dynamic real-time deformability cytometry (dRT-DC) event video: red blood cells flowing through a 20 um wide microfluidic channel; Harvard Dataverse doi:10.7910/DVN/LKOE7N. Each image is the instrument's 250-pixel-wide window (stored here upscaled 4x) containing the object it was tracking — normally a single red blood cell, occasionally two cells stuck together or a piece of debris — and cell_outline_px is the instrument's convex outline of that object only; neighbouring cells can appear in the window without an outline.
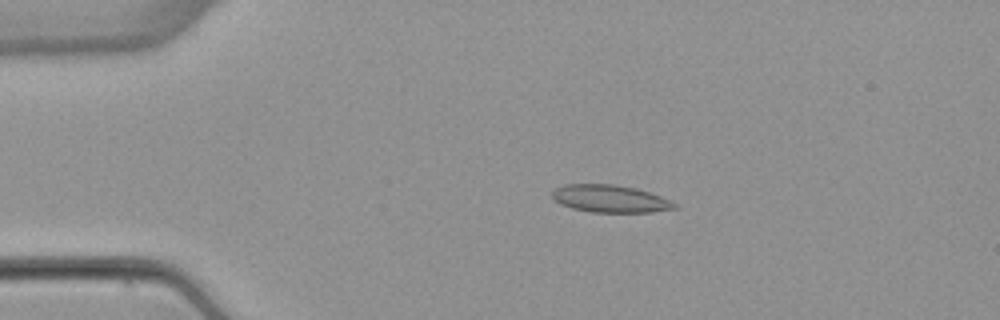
{"species": "common noctule bat (a hibernating species)", "species_latin": "Nyctalus noctula", "temperature_condition": "warm", "stored_images_in_passage": 43, "camera_frame_rate_fps": 3000, "um_per_image_px": 0.085, "animal": {"sex": "female", "body_mass_g": 22.7, "forearm_length_mm": 54.2}, "frame": {"image": 1, "passage_image": 1, "time_ms": 0.0, "image_size_px": [1000, 320], "cell_outline_px": [[680, 208], [652, 212], [592, 212], [572, 208], [560, 204], [552, 200], [552, 192], [556, 188], [564, 184], [616, 184], [636, 188], [660, 196], [676, 204]], "centroid_in_image_um": [51.84, 16.89], "position_along_channel_um": 33.2, "area_um2": 19.65}}
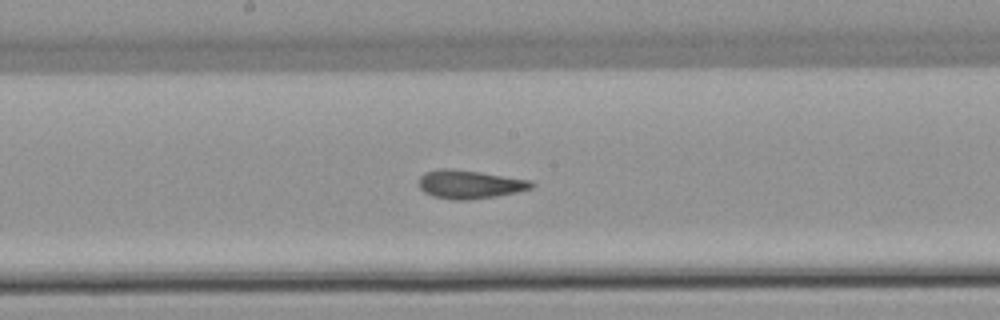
{"frame": {"image": 2, "passage_image": 18, "time_ms": 5.667, "image_size_px": [1000, 320], "cell_outline_px": [[536, 184], [532, 188], [516, 192], [496, 196], [468, 200], [452, 200], [432, 196], [424, 192], [420, 188], [420, 176], [424, 172], [440, 168], [452, 168], [480, 172], [532, 180]], "centroid_in_image_um": [39.93, 15.66], "position_along_channel_um": 208.3, "area_um2": 18.84}}
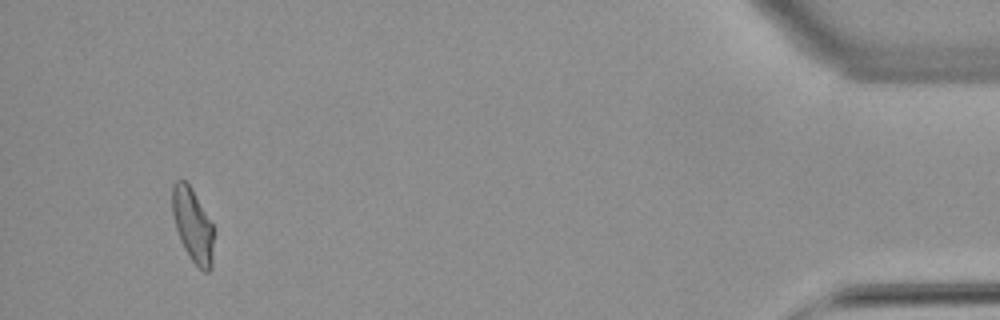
{"frame": {"image": 3, "passage_image": 40, "time_ms": 13.0, "image_size_px": [1000, 320], "cell_outline_px": [[212, 268], [208, 272], [204, 272], [188, 256], [180, 240], [176, 228], [172, 212], [172, 184], [176, 180], [184, 180], [192, 188], [212, 224]], "centroid_in_image_um": [16.36, 19.13], "position_along_channel_um": 418.8, "area_um2": 17.57}, "authors_computed_cell_mechanics": {"area_um2": 18.5538, "velocity_mm_per_s": 3.9004, "shape_relaxation_time_tau1_ms": null, "shape_relaxation_time_tau2_ms": 1.7895, "deformation_change_tau1": null, "deformation_change_tau2": 0.0817}}